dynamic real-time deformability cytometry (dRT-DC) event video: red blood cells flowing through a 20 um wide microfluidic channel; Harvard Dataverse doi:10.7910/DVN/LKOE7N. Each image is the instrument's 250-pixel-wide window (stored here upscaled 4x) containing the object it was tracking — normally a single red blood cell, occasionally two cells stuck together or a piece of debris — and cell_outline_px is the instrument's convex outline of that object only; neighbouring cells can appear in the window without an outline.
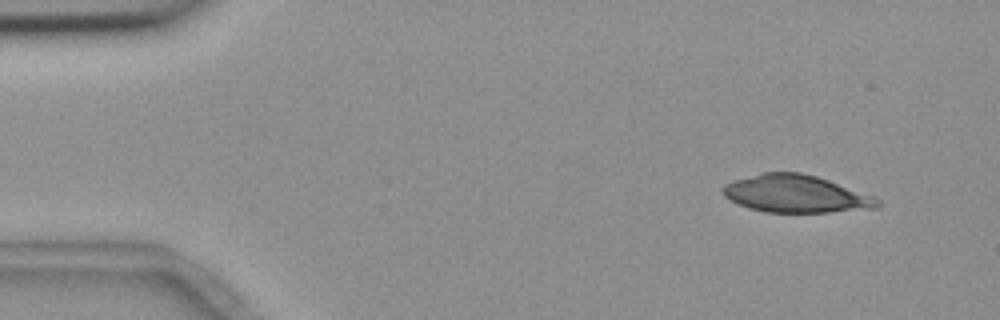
{"species": "common noctule bat (a hibernating species)", "species_latin": "Nyctalus noctula", "temperature_condition": "room temperature", "stored_images_in_passage": 8, "camera_frame_rate_fps": 3000, "um_per_image_px": 0.085, "animal": {"sex": "female", "body_mass_g": 18.4}, "frame": {"image": 1, "passage_image": 2, "time_ms": 0.333, "image_size_px": [1000, 320], "cell_outline_px": [[880, 204], [876, 208], [828, 212], [764, 212], [748, 208], [724, 196], [720, 192], [720, 188], [724, 184], [732, 180], [764, 172], [800, 172], [816, 176], [876, 196], [880, 200]], "centroid_in_image_um": [67.63, 16.47], "position_along_channel_um": 17.4, "area_um2": 33.93}}